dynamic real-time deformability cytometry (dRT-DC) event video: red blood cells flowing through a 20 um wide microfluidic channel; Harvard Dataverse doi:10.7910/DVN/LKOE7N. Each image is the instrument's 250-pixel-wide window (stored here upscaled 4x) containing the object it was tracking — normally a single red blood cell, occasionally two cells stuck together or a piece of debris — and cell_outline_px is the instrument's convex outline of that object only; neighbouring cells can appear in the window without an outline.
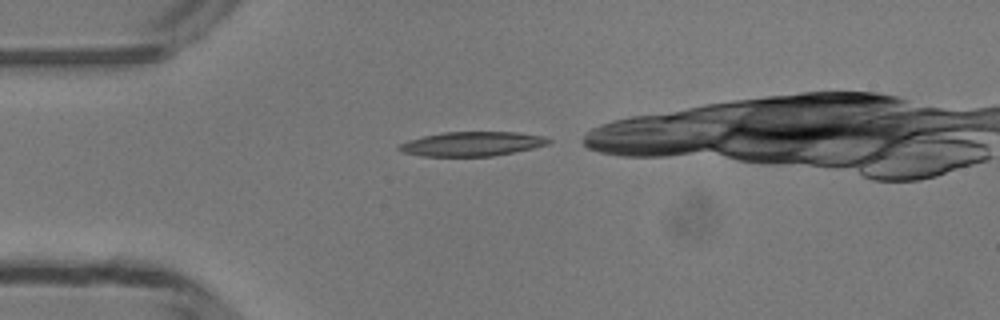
{"species": "common noctule bat (a hibernating species)", "species_latin": "Nyctalus noctula", "temperature_condition": "room temperature", "stored_images_in_passage": 13, "camera_frame_rate_fps": 3000, "um_per_image_px": 0.085, "animal": {"sex": "male", "body_mass_g": 13.3}, "frame": {"image": 1, "passage_image": 1, "time_ms": 0.0, "image_size_px": [1000, 320], "cell_outline_px": [[552, 140], [548, 144], [532, 148], [492, 156], [424, 156], [404, 152], [396, 148], [400, 144], [408, 140], [424, 136], [444, 132], [516, 132], [544, 136]], "centroid_in_image_um": [40.12, 12.22], "position_along_channel_um": 44.9, "area_um2": 20.98}}
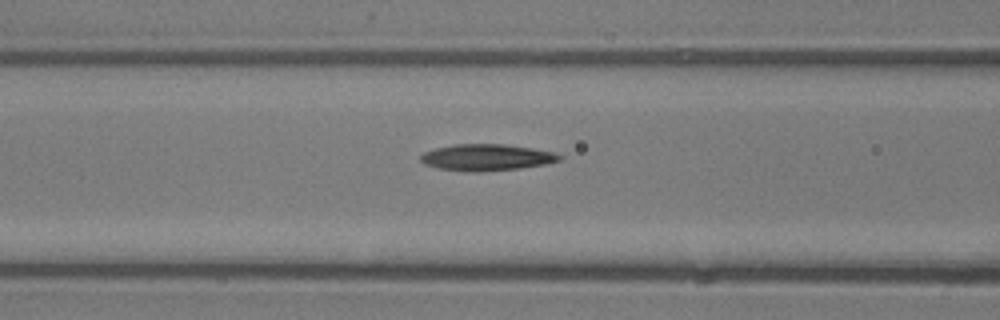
{"frame": {"image": 2, "passage_image": 8, "time_ms": 2.333, "image_size_px": [1000, 320], "cell_outline_px": [[564, 156], [560, 160], [544, 164], [516, 168], [440, 168], [428, 164], [420, 160], [420, 156], [424, 152], [436, 148], [452, 144], [504, 144], [532, 148], [552, 152]], "centroid_in_image_um": [41.41, 13.3], "position_along_channel_um": 125.2, "area_um2": 19.88}}
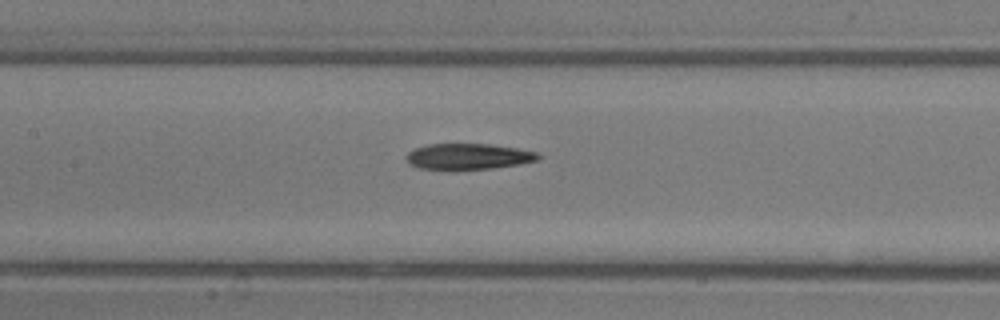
{"frame": {"image": 3, "passage_image": 11, "time_ms": 3.333, "image_size_px": [1000, 320], "cell_outline_px": [[540, 156], [536, 160], [516, 164], [488, 168], [420, 168], [412, 164], [408, 160], [408, 152], [416, 148], [428, 144], [488, 144], [516, 148], [536, 152]], "centroid_in_image_um": [39.81, 13.27], "position_along_channel_um": 167.6, "area_um2": 18.96}}